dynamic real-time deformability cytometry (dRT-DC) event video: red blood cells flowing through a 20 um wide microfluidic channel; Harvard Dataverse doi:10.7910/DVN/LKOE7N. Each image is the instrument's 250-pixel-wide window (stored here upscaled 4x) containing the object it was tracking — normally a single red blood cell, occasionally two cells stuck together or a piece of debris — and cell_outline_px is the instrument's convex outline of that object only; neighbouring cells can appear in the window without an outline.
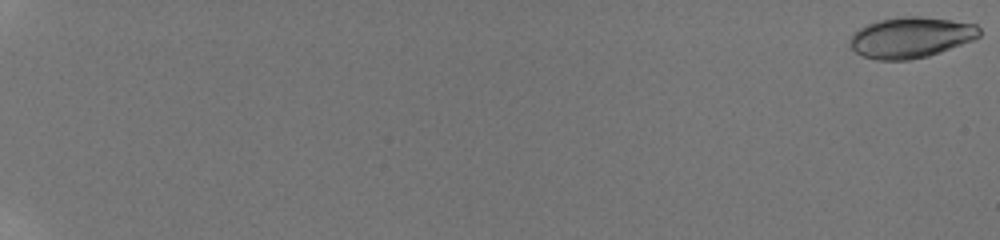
{"species": "human", "species_latin": "Homo sapiens", "temperature_condition": "room temperature", "stored_images_in_passage": 33, "camera_frame_rate_fps": 3000, "um_per_image_px": 0.085, "donor": {"sex": "male"}, "frame": {"image": 1, "passage_image": 1, "time_ms": 0.0, "image_size_px": [1000, 240], "cell_outline_px": [[980, 36], [972, 40], [940, 52], [928, 56], [908, 60], [876, 60], [864, 56], [856, 52], [852, 48], [852, 36], [860, 28], [868, 24], [880, 20], [904, 16], [920, 16], [976, 24], [980, 28]], "centroid_in_image_um": [77.45, 3.18], "position_along_channel_um": 7.5, "area_um2": 30.29}}
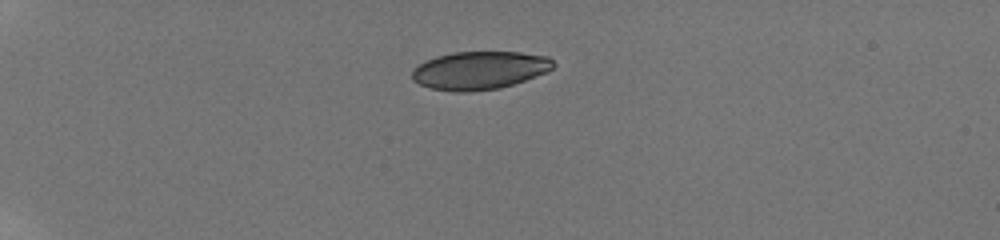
{"frame": {"image": 2, "passage_image": 27, "time_ms": 6.0, "image_size_px": [1000, 240], "cell_outline_px": [[556, 64], [548, 72], [500, 88], [468, 92], [456, 92], [432, 88], [420, 84], [412, 80], [412, 68], [436, 56], [452, 52], [520, 52], [548, 56]], "centroid_in_image_um": [40.77, 5.97], "position_along_channel_um": 44.2, "area_um2": 31.33}}
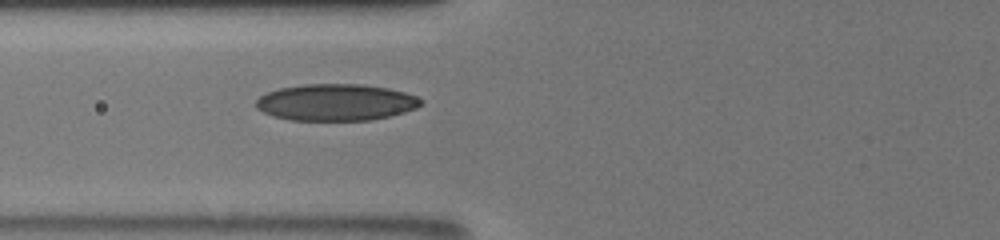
{"frame": {"image": 3, "passage_image": 33, "time_ms": 9.0, "image_size_px": [1000, 240], "cell_outline_px": [[424, 104], [416, 108], [404, 112], [372, 120], [288, 120], [272, 116], [256, 108], [256, 100], [260, 96], [268, 92], [280, 88], [304, 84], [360, 84], [388, 88], [404, 92], [416, 96], [424, 100]], "centroid_in_image_um": [28.56, 8.7], "position_along_channel_um": 97.2, "area_um2": 35.32}}